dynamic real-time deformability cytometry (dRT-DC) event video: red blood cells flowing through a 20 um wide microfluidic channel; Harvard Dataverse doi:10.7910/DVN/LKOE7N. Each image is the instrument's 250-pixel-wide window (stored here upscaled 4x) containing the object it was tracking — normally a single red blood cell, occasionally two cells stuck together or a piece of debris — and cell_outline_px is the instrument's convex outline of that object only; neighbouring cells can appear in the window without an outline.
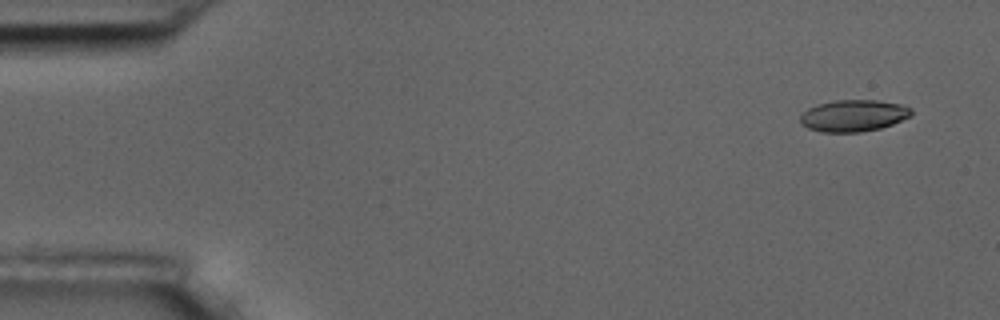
{"species": "common noctule bat (a hibernating species)", "species_latin": "Nyctalus noctula", "temperature_condition": "room temperature", "stored_images_in_passage": 4, "camera_frame_rate_fps": 3000, "um_per_image_px": 0.085, "animal": {"sex": "male", "body_mass_g": 17.5, "forearm_length_mm": 52.3}, "frame": {"image": 1, "passage_image": 1, "time_ms": 0.0, "image_size_px": [1000, 320], "cell_outline_px": [[912, 116], [892, 124], [880, 128], [860, 132], [824, 132], [808, 128], [800, 120], [800, 116], [808, 108], [816, 104], [836, 100], [876, 100], [900, 104], [912, 108]], "centroid_in_image_um": [72.57, 9.82], "position_along_channel_um": 12.4, "area_um2": 20.46}}
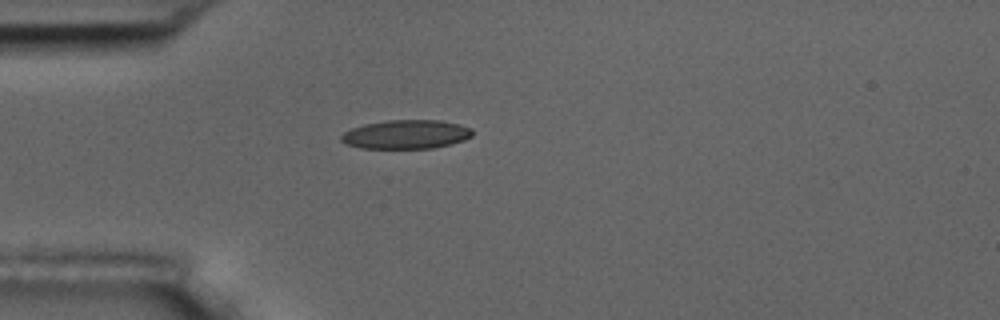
{"frame": {"image": 2, "passage_image": 4, "time_ms": 4.0, "image_size_px": [1000, 320], "cell_outline_px": [[472, 136], [464, 140], [452, 144], [432, 148], [360, 148], [348, 144], [340, 140], [340, 136], [344, 132], [352, 128], [364, 124], [388, 120], [440, 120], [460, 124], [472, 128]], "centroid_in_image_um": [34.54, 11.42], "position_along_channel_um": 50.5, "area_um2": 22.14}}